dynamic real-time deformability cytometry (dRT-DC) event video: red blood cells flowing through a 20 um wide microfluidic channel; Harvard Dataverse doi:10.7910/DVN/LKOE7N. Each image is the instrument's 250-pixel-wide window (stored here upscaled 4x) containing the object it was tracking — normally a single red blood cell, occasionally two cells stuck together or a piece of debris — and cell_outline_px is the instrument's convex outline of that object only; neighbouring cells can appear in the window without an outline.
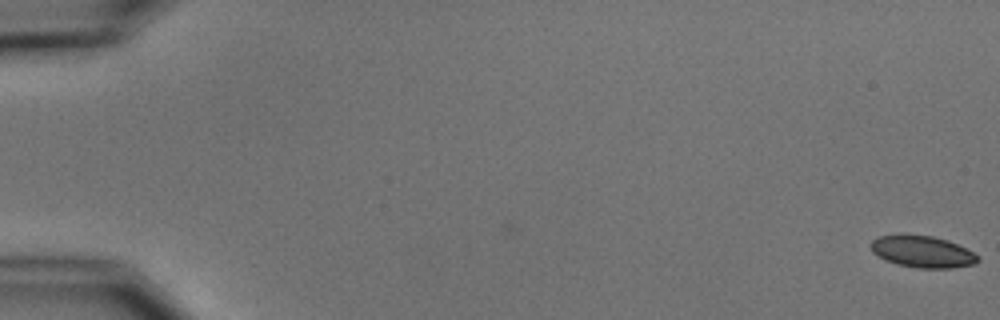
{"species": "common noctule bat (a hibernating species)", "species_latin": "Nyctalus noctula", "temperature_condition": "cold", "stored_images_in_passage": 4, "camera_frame_rate_fps": 3000, "um_per_image_px": 0.085, "animal": {"sex": "male", "body_mass_g": 15.6}, "frame": {"image": 1, "passage_image": 4, "time_ms": 3.667, "image_size_px": [1000, 320], "cell_outline_px": [[980, 260], [976, 264], [952, 268], [916, 268], [896, 264], [884, 260], [872, 252], [868, 244], [876, 236], [896, 232], [904, 232], [932, 236], [948, 240], [980, 256]], "centroid_in_image_um": [78.32, 21.35], "position_along_channel_um": 6.7, "area_um2": 20.63}}